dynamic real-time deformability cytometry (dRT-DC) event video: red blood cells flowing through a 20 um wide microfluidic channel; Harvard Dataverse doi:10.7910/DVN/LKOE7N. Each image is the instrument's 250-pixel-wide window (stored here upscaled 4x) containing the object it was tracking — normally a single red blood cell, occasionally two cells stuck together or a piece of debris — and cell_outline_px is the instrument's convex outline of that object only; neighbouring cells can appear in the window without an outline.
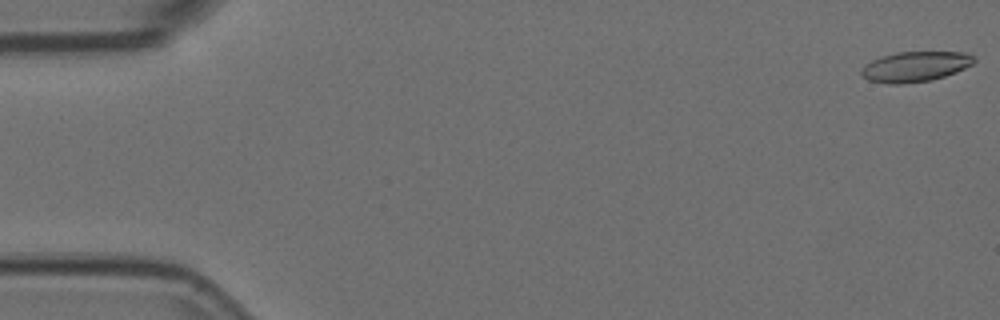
{"species": "Egyptian fruit bat (a non-hibernating species)", "species_latin": "Rousettus aegyptiacus", "temperature_condition": "room temperature", "stored_images_in_passage": 6, "camera_frame_rate_fps": 3000, "um_per_image_px": 0.085, "animal": {"sex": "female"}, "frame": {"image": 1, "passage_image": 1, "time_ms": 0.0, "image_size_px": [1000, 320], "cell_outline_px": [[976, 60], [972, 64], [956, 72], [932, 80], [900, 84], [888, 84], [868, 80], [860, 72], [864, 64], [880, 56], [896, 52], [968, 52], [976, 56]], "centroid_in_image_um": [77.8, 5.65], "position_along_channel_um": 7.2, "area_um2": 20.0}}
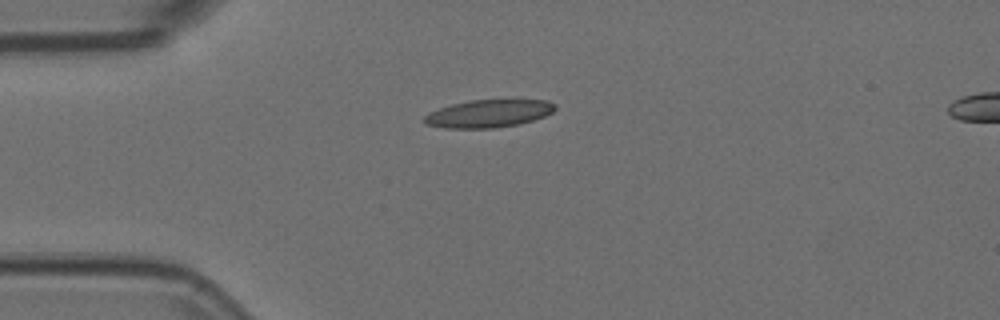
{"frame": {"image": 2, "passage_image": 4, "time_ms": 1.0, "image_size_px": [1000, 320], "cell_outline_px": [[556, 108], [552, 112], [544, 116], [532, 120], [516, 124], [496, 128], [444, 128], [424, 124], [424, 116], [428, 112], [452, 104], [472, 100], [548, 100], [556, 104]], "centroid_in_image_um": [41.51, 9.65], "position_along_channel_um": 43.5, "area_um2": 21.04}}
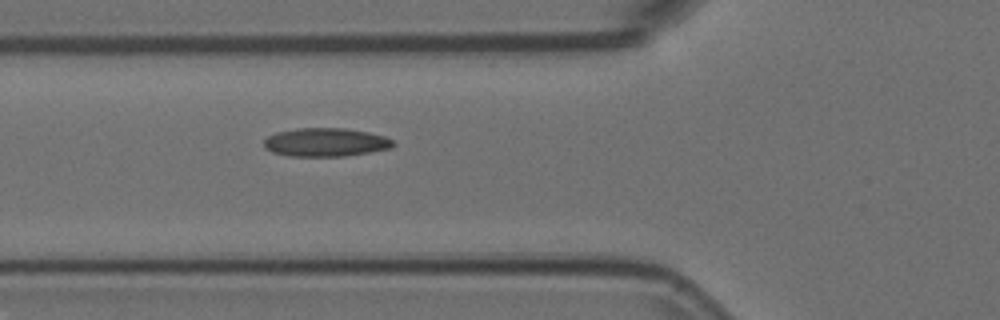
{"frame": {"image": 3, "passage_image": 6, "time_ms": 1.667, "image_size_px": [1000, 320], "cell_outline_px": [[396, 144], [392, 148], [344, 156], [288, 156], [272, 152], [264, 148], [264, 140], [268, 136], [276, 132], [296, 128], [344, 128], [368, 132], [384, 136], [392, 140]], "centroid_in_image_um": [27.66, 12.09], "position_along_channel_um": 98.1, "area_um2": 21.5}}